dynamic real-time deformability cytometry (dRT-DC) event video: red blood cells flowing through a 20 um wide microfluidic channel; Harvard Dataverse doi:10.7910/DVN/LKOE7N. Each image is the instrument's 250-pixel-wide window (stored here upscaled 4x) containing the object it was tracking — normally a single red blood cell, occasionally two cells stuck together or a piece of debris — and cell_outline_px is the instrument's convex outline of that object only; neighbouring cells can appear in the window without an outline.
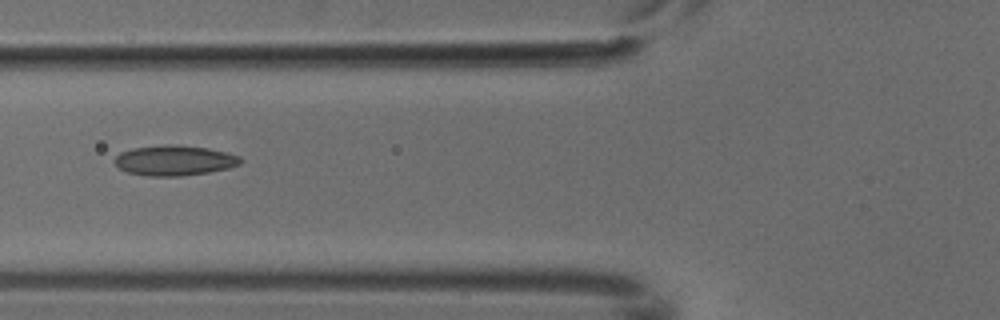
{"species": "common noctule bat (a hibernating species)", "species_latin": "Nyctalus noctula", "temperature_condition": "cold", "stored_images_in_passage": 7, "camera_frame_rate_fps": 3000, "um_per_image_px": 0.085, "animal": {"sex": "male", "body_mass_g": 18.8}, "frame": {"image": 1, "passage_image": 6, "time_ms": 1.667, "image_size_px": [1000, 320], "cell_outline_px": [[244, 160], [240, 164], [228, 168], [208, 172], [180, 176], [148, 176], [128, 172], [120, 168], [112, 160], [120, 152], [132, 148], [164, 144], [176, 144], [208, 148], [240, 156]], "centroid_in_image_um": [14.82, 13.63], "position_along_channel_um": 111.0, "area_um2": 22.25}}
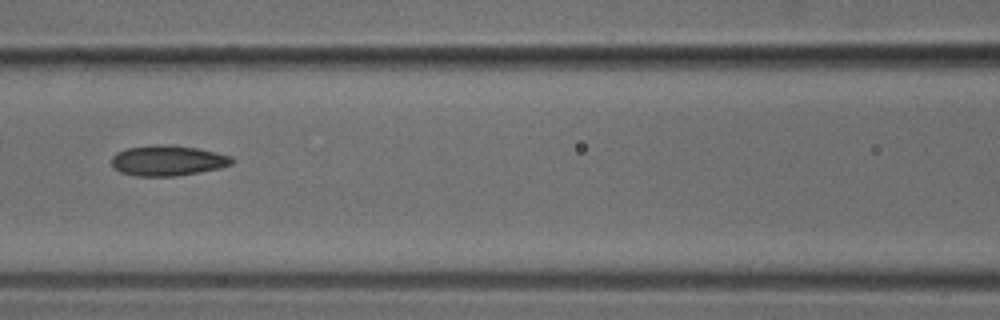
{"frame": {"image": 2, "passage_image": 7, "time_ms": 2.0, "image_size_px": [1000, 320], "cell_outline_px": [[236, 160], [232, 164], [220, 168], [200, 172], [176, 176], [136, 176], [120, 172], [112, 164], [112, 156], [116, 152], [128, 148], [160, 144], [196, 148], [232, 156]], "centroid_in_image_um": [14.28, 13.66], "position_along_channel_um": 152.3, "area_um2": 21.21}}